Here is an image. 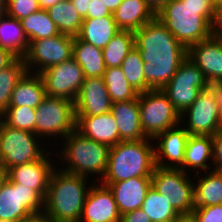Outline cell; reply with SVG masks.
I'll use <instances>...</instances> for the list:
<instances>
[{"mask_svg":"<svg viewBox=\"0 0 222 222\" xmlns=\"http://www.w3.org/2000/svg\"><path fill=\"white\" fill-rule=\"evenodd\" d=\"M62 141L60 154L58 150L57 153L53 151L59 160L65 161L62 163L63 167L59 169L82 177H89L90 180L92 179L90 176L95 179V175L97 178L95 182L98 180L100 182L107 169L111 147L91 140L76 129Z\"/></svg>","mask_w":222,"mask_h":222,"instance_id":"obj_4","label":"cell"},{"mask_svg":"<svg viewBox=\"0 0 222 222\" xmlns=\"http://www.w3.org/2000/svg\"><path fill=\"white\" fill-rule=\"evenodd\" d=\"M26 72L23 58H17L10 66L0 70V115L9 107L11 93Z\"/></svg>","mask_w":222,"mask_h":222,"instance_id":"obj_35","label":"cell"},{"mask_svg":"<svg viewBox=\"0 0 222 222\" xmlns=\"http://www.w3.org/2000/svg\"><path fill=\"white\" fill-rule=\"evenodd\" d=\"M212 150V136L190 135L180 169L190 174L211 171Z\"/></svg>","mask_w":222,"mask_h":222,"instance_id":"obj_24","label":"cell"},{"mask_svg":"<svg viewBox=\"0 0 222 222\" xmlns=\"http://www.w3.org/2000/svg\"><path fill=\"white\" fill-rule=\"evenodd\" d=\"M0 222H14V221H7V220H1L0 219Z\"/></svg>","mask_w":222,"mask_h":222,"instance_id":"obj_56","label":"cell"},{"mask_svg":"<svg viewBox=\"0 0 222 222\" xmlns=\"http://www.w3.org/2000/svg\"><path fill=\"white\" fill-rule=\"evenodd\" d=\"M74 105L75 116H95L110 112L112 101L104 78H85Z\"/></svg>","mask_w":222,"mask_h":222,"instance_id":"obj_19","label":"cell"},{"mask_svg":"<svg viewBox=\"0 0 222 222\" xmlns=\"http://www.w3.org/2000/svg\"><path fill=\"white\" fill-rule=\"evenodd\" d=\"M140 124L147 138L180 124V113L162 89H150L138 95Z\"/></svg>","mask_w":222,"mask_h":222,"instance_id":"obj_8","label":"cell"},{"mask_svg":"<svg viewBox=\"0 0 222 222\" xmlns=\"http://www.w3.org/2000/svg\"><path fill=\"white\" fill-rule=\"evenodd\" d=\"M103 78L112 103L138 97L139 93L132 88L120 66L106 68Z\"/></svg>","mask_w":222,"mask_h":222,"instance_id":"obj_34","label":"cell"},{"mask_svg":"<svg viewBox=\"0 0 222 222\" xmlns=\"http://www.w3.org/2000/svg\"><path fill=\"white\" fill-rule=\"evenodd\" d=\"M212 170L222 174V131H218L212 136Z\"/></svg>","mask_w":222,"mask_h":222,"instance_id":"obj_40","label":"cell"},{"mask_svg":"<svg viewBox=\"0 0 222 222\" xmlns=\"http://www.w3.org/2000/svg\"><path fill=\"white\" fill-rule=\"evenodd\" d=\"M75 129L74 101L46 95L36 108L35 134L46 144L51 137L61 142Z\"/></svg>","mask_w":222,"mask_h":222,"instance_id":"obj_6","label":"cell"},{"mask_svg":"<svg viewBox=\"0 0 222 222\" xmlns=\"http://www.w3.org/2000/svg\"><path fill=\"white\" fill-rule=\"evenodd\" d=\"M73 41L74 37L65 34L32 40L23 58L27 71L39 74L50 66L71 59Z\"/></svg>","mask_w":222,"mask_h":222,"instance_id":"obj_12","label":"cell"},{"mask_svg":"<svg viewBox=\"0 0 222 222\" xmlns=\"http://www.w3.org/2000/svg\"><path fill=\"white\" fill-rule=\"evenodd\" d=\"M210 84L188 57L180 64L173 78L162 89L175 109L182 114Z\"/></svg>","mask_w":222,"mask_h":222,"instance_id":"obj_11","label":"cell"},{"mask_svg":"<svg viewBox=\"0 0 222 222\" xmlns=\"http://www.w3.org/2000/svg\"><path fill=\"white\" fill-rule=\"evenodd\" d=\"M195 176L197 179L193 177L194 207L222 204V174L211 170L206 171L205 174L202 173V175L196 173Z\"/></svg>","mask_w":222,"mask_h":222,"instance_id":"obj_27","label":"cell"},{"mask_svg":"<svg viewBox=\"0 0 222 222\" xmlns=\"http://www.w3.org/2000/svg\"><path fill=\"white\" fill-rule=\"evenodd\" d=\"M141 209L152 222H173L180 215L169 204L165 194H159L152 186L147 192Z\"/></svg>","mask_w":222,"mask_h":222,"instance_id":"obj_33","label":"cell"},{"mask_svg":"<svg viewBox=\"0 0 222 222\" xmlns=\"http://www.w3.org/2000/svg\"><path fill=\"white\" fill-rule=\"evenodd\" d=\"M190 134L178 124L158 134L154 139L155 165L162 168H180Z\"/></svg>","mask_w":222,"mask_h":222,"instance_id":"obj_15","label":"cell"},{"mask_svg":"<svg viewBox=\"0 0 222 222\" xmlns=\"http://www.w3.org/2000/svg\"><path fill=\"white\" fill-rule=\"evenodd\" d=\"M120 222H152L150 218L143 212V210L137 209L121 215Z\"/></svg>","mask_w":222,"mask_h":222,"instance_id":"obj_42","label":"cell"},{"mask_svg":"<svg viewBox=\"0 0 222 222\" xmlns=\"http://www.w3.org/2000/svg\"><path fill=\"white\" fill-rule=\"evenodd\" d=\"M173 222H196L191 215H181Z\"/></svg>","mask_w":222,"mask_h":222,"instance_id":"obj_53","label":"cell"},{"mask_svg":"<svg viewBox=\"0 0 222 222\" xmlns=\"http://www.w3.org/2000/svg\"><path fill=\"white\" fill-rule=\"evenodd\" d=\"M210 88L214 91L216 95V102L218 105V111L221 121L220 131H222V82L211 84Z\"/></svg>","mask_w":222,"mask_h":222,"instance_id":"obj_44","label":"cell"},{"mask_svg":"<svg viewBox=\"0 0 222 222\" xmlns=\"http://www.w3.org/2000/svg\"><path fill=\"white\" fill-rule=\"evenodd\" d=\"M0 47L9 50L17 58H24L29 47L20 20L7 14L0 19Z\"/></svg>","mask_w":222,"mask_h":222,"instance_id":"obj_29","label":"cell"},{"mask_svg":"<svg viewBox=\"0 0 222 222\" xmlns=\"http://www.w3.org/2000/svg\"><path fill=\"white\" fill-rule=\"evenodd\" d=\"M187 57L204 74L210 85L222 82V40L214 34L189 46Z\"/></svg>","mask_w":222,"mask_h":222,"instance_id":"obj_17","label":"cell"},{"mask_svg":"<svg viewBox=\"0 0 222 222\" xmlns=\"http://www.w3.org/2000/svg\"><path fill=\"white\" fill-rule=\"evenodd\" d=\"M110 112L117 123L120 141H138L147 138L140 124L138 97L112 103Z\"/></svg>","mask_w":222,"mask_h":222,"instance_id":"obj_22","label":"cell"},{"mask_svg":"<svg viewBox=\"0 0 222 222\" xmlns=\"http://www.w3.org/2000/svg\"><path fill=\"white\" fill-rule=\"evenodd\" d=\"M7 179V170L0 162V188Z\"/></svg>","mask_w":222,"mask_h":222,"instance_id":"obj_52","label":"cell"},{"mask_svg":"<svg viewBox=\"0 0 222 222\" xmlns=\"http://www.w3.org/2000/svg\"><path fill=\"white\" fill-rule=\"evenodd\" d=\"M64 172L57 166L49 180L43 215L53 222H79L93 179ZM90 186V187H89Z\"/></svg>","mask_w":222,"mask_h":222,"instance_id":"obj_3","label":"cell"},{"mask_svg":"<svg viewBox=\"0 0 222 222\" xmlns=\"http://www.w3.org/2000/svg\"><path fill=\"white\" fill-rule=\"evenodd\" d=\"M191 216L196 222H222V205L195 207Z\"/></svg>","mask_w":222,"mask_h":222,"instance_id":"obj_39","label":"cell"},{"mask_svg":"<svg viewBox=\"0 0 222 222\" xmlns=\"http://www.w3.org/2000/svg\"><path fill=\"white\" fill-rule=\"evenodd\" d=\"M205 1L209 2L212 6H214L215 0H205Z\"/></svg>","mask_w":222,"mask_h":222,"instance_id":"obj_55","label":"cell"},{"mask_svg":"<svg viewBox=\"0 0 222 222\" xmlns=\"http://www.w3.org/2000/svg\"><path fill=\"white\" fill-rule=\"evenodd\" d=\"M24 222H53L48 217L44 216L43 214L33 216L32 218L25 220Z\"/></svg>","mask_w":222,"mask_h":222,"instance_id":"obj_50","label":"cell"},{"mask_svg":"<svg viewBox=\"0 0 222 222\" xmlns=\"http://www.w3.org/2000/svg\"><path fill=\"white\" fill-rule=\"evenodd\" d=\"M156 18L186 48L213 35V6L205 0H170Z\"/></svg>","mask_w":222,"mask_h":222,"instance_id":"obj_2","label":"cell"},{"mask_svg":"<svg viewBox=\"0 0 222 222\" xmlns=\"http://www.w3.org/2000/svg\"><path fill=\"white\" fill-rule=\"evenodd\" d=\"M120 218L111 190L94 181L84 202L79 222H120Z\"/></svg>","mask_w":222,"mask_h":222,"instance_id":"obj_18","label":"cell"},{"mask_svg":"<svg viewBox=\"0 0 222 222\" xmlns=\"http://www.w3.org/2000/svg\"><path fill=\"white\" fill-rule=\"evenodd\" d=\"M72 58L81 66L84 77H103L106 66L102 49L74 37Z\"/></svg>","mask_w":222,"mask_h":222,"instance_id":"obj_28","label":"cell"},{"mask_svg":"<svg viewBox=\"0 0 222 222\" xmlns=\"http://www.w3.org/2000/svg\"><path fill=\"white\" fill-rule=\"evenodd\" d=\"M90 1L91 0H70V2L76 8V11L78 12V14L81 15L83 19L87 18Z\"/></svg>","mask_w":222,"mask_h":222,"instance_id":"obj_45","label":"cell"},{"mask_svg":"<svg viewBox=\"0 0 222 222\" xmlns=\"http://www.w3.org/2000/svg\"><path fill=\"white\" fill-rule=\"evenodd\" d=\"M45 96V86L40 74L27 71L14 87L9 106L37 108Z\"/></svg>","mask_w":222,"mask_h":222,"instance_id":"obj_25","label":"cell"},{"mask_svg":"<svg viewBox=\"0 0 222 222\" xmlns=\"http://www.w3.org/2000/svg\"><path fill=\"white\" fill-rule=\"evenodd\" d=\"M214 26L222 19V0H215L213 6Z\"/></svg>","mask_w":222,"mask_h":222,"instance_id":"obj_46","label":"cell"},{"mask_svg":"<svg viewBox=\"0 0 222 222\" xmlns=\"http://www.w3.org/2000/svg\"><path fill=\"white\" fill-rule=\"evenodd\" d=\"M111 190L120 215L140 209L152 186L151 177H135L128 180L102 183Z\"/></svg>","mask_w":222,"mask_h":222,"instance_id":"obj_20","label":"cell"},{"mask_svg":"<svg viewBox=\"0 0 222 222\" xmlns=\"http://www.w3.org/2000/svg\"><path fill=\"white\" fill-rule=\"evenodd\" d=\"M49 17L55 23L60 34L77 37L83 22L74 5L69 1H61L47 9Z\"/></svg>","mask_w":222,"mask_h":222,"instance_id":"obj_30","label":"cell"},{"mask_svg":"<svg viewBox=\"0 0 222 222\" xmlns=\"http://www.w3.org/2000/svg\"><path fill=\"white\" fill-rule=\"evenodd\" d=\"M113 15L108 8L105 6L103 0H91L89 5V10L87 13V18H101L104 16Z\"/></svg>","mask_w":222,"mask_h":222,"instance_id":"obj_41","label":"cell"},{"mask_svg":"<svg viewBox=\"0 0 222 222\" xmlns=\"http://www.w3.org/2000/svg\"><path fill=\"white\" fill-rule=\"evenodd\" d=\"M105 2V6L108 10L113 14V12L118 8V6L122 3L123 0H103Z\"/></svg>","mask_w":222,"mask_h":222,"instance_id":"obj_48","label":"cell"},{"mask_svg":"<svg viewBox=\"0 0 222 222\" xmlns=\"http://www.w3.org/2000/svg\"><path fill=\"white\" fill-rule=\"evenodd\" d=\"M17 57L9 50L0 47V70H3L10 66Z\"/></svg>","mask_w":222,"mask_h":222,"instance_id":"obj_43","label":"cell"},{"mask_svg":"<svg viewBox=\"0 0 222 222\" xmlns=\"http://www.w3.org/2000/svg\"><path fill=\"white\" fill-rule=\"evenodd\" d=\"M155 12L170 0H144Z\"/></svg>","mask_w":222,"mask_h":222,"instance_id":"obj_47","label":"cell"},{"mask_svg":"<svg viewBox=\"0 0 222 222\" xmlns=\"http://www.w3.org/2000/svg\"><path fill=\"white\" fill-rule=\"evenodd\" d=\"M76 130L93 141L112 147L120 142L117 123L111 112L95 116H75Z\"/></svg>","mask_w":222,"mask_h":222,"instance_id":"obj_21","label":"cell"},{"mask_svg":"<svg viewBox=\"0 0 222 222\" xmlns=\"http://www.w3.org/2000/svg\"><path fill=\"white\" fill-rule=\"evenodd\" d=\"M44 198L34 189L11 182L8 178L0 188V219L24 222L41 215Z\"/></svg>","mask_w":222,"mask_h":222,"instance_id":"obj_10","label":"cell"},{"mask_svg":"<svg viewBox=\"0 0 222 222\" xmlns=\"http://www.w3.org/2000/svg\"><path fill=\"white\" fill-rule=\"evenodd\" d=\"M192 175L180 168L155 166L151 176L152 187L159 194L167 196L169 204L180 216L191 215L195 208L193 177L190 178Z\"/></svg>","mask_w":222,"mask_h":222,"instance_id":"obj_9","label":"cell"},{"mask_svg":"<svg viewBox=\"0 0 222 222\" xmlns=\"http://www.w3.org/2000/svg\"><path fill=\"white\" fill-rule=\"evenodd\" d=\"M42 142L43 141L35 133L9 127L1 121V164L8 171L14 166L23 165L40 159L48 151Z\"/></svg>","mask_w":222,"mask_h":222,"instance_id":"obj_7","label":"cell"},{"mask_svg":"<svg viewBox=\"0 0 222 222\" xmlns=\"http://www.w3.org/2000/svg\"><path fill=\"white\" fill-rule=\"evenodd\" d=\"M154 145L153 139L146 138L138 141H120L112 146L107 169L100 183L151 177L156 166Z\"/></svg>","mask_w":222,"mask_h":222,"instance_id":"obj_5","label":"cell"},{"mask_svg":"<svg viewBox=\"0 0 222 222\" xmlns=\"http://www.w3.org/2000/svg\"><path fill=\"white\" fill-rule=\"evenodd\" d=\"M1 117L9 127L35 133L36 108L9 106Z\"/></svg>","mask_w":222,"mask_h":222,"instance_id":"obj_37","label":"cell"},{"mask_svg":"<svg viewBox=\"0 0 222 222\" xmlns=\"http://www.w3.org/2000/svg\"><path fill=\"white\" fill-rule=\"evenodd\" d=\"M7 15L21 20L40 10L38 0H5Z\"/></svg>","mask_w":222,"mask_h":222,"instance_id":"obj_38","label":"cell"},{"mask_svg":"<svg viewBox=\"0 0 222 222\" xmlns=\"http://www.w3.org/2000/svg\"><path fill=\"white\" fill-rule=\"evenodd\" d=\"M180 118V124L190 135L213 136L220 131L221 121L214 91L210 87L201 91L180 114Z\"/></svg>","mask_w":222,"mask_h":222,"instance_id":"obj_13","label":"cell"},{"mask_svg":"<svg viewBox=\"0 0 222 222\" xmlns=\"http://www.w3.org/2000/svg\"><path fill=\"white\" fill-rule=\"evenodd\" d=\"M134 37L144 61L145 91L163 89L187 58V48L156 17L135 31Z\"/></svg>","mask_w":222,"mask_h":222,"instance_id":"obj_1","label":"cell"},{"mask_svg":"<svg viewBox=\"0 0 222 222\" xmlns=\"http://www.w3.org/2000/svg\"><path fill=\"white\" fill-rule=\"evenodd\" d=\"M113 15L101 18H84L78 38L103 49L108 42L119 32Z\"/></svg>","mask_w":222,"mask_h":222,"instance_id":"obj_26","label":"cell"},{"mask_svg":"<svg viewBox=\"0 0 222 222\" xmlns=\"http://www.w3.org/2000/svg\"><path fill=\"white\" fill-rule=\"evenodd\" d=\"M213 34L220 40H222V19L214 26Z\"/></svg>","mask_w":222,"mask_h":222,"instance_id":"obj_51","label":"cell"},{"mask_svg":"<svg viewBox=\"0 0 222 222\" xmlns=\"http://www.w3.org/2000/svg\"><path fill=\"white\" fill-rule=\"evenodd\" d=\"M24 32L29 40L45 39L60 34L55 23L49 17L47 10L40 9L37 12L20 20Z\"/></svg>","mask_w":222,"mask_h":222,"instance_id":"obj_32","label":"cell"},{"mask_svg":"<svg viewBox=\"0 0 222 222\" xmlns=\"http://www.w3.org/2000/svg\"><path fill=\"white\" fill-rule=\"evenodd\" d=\"M40 9L47 10L49 7L61 1H69V0H38Z\"/></svg>","mask_w":222,"mask_h":222,"instance_id":"obj_49","label":"cell"},{"mask_svg":"<svg viewBox=\"0 0 222 222\" xmlns=\"http://www.w3.org/2000/svg\"><path fill=\"white\" fill-rule=\"evenodd\" d=\"M144 61L141 58L140 51L134 48L128 53L127 57L120 66L125 78L130 85L139 94L145 92V78H144Z\"/></svg>","mask_w":222,"mask_h":222,"instance_id":"obj_36","label":"cell"},{"mask_svg":"<svg viewBox=\"0 0 222 222\" xmlns=\"http://www.w3.org/2000/svg\"><path fill=\"white\" fill-rule=\"evenodd\" d=\"M50 155L52 157L54 154L48 150L40 159L34 162L10 168L7 171V178L13 183L36 190L45 199L50 176L57 167Z\"/></svg>","mask_w":222,"mask_h":222,"instance_id":"obj_16","label":"cell"},{"mask_svg":"<svg viewBox=\"0 0 222 222\" xmlns=\"http://www.w3.org/2000/svg\"><path fill=\"white\" fill-rule=\"evenodd\" d=\"M156 12L144 0H123L113 12L119 30L135 32L152 21Z\"/></svg>","mask_w":222,"mask_h":222,"instance_id":"obj_23","label":"cell"},{"mask_svg":"<svg viewBox=\"0 0 222 222\" xmlns=\"http://www.w3.org/2000/svg\"><path fill=\"white\" fill-rule=\"evenodd\" d=\"M134 46V32L120 30L102 49L106 68L121 66Z\"/></svg>","mask_w":222,"mask_h":222,"instance_id":"obj_31","label":"cell"},{"mask_svg":"<svg viewBox=\"0 0 222 222\" xmlns=\"http://www.w3.org/2000/svg\"><path fill=\"white\" fill-rule=\"evenodd\" d=\"M7 14V5L5 0H0V19Z\"/></svg>","mask_w":222,"mask_h":222,"instance_id":"obj_54","label":"cell"},{"mask_svg":"<svg viewBox=\"0 0 222 222\" xmlns=\"http://www.w3.org/2000/svg\"><path fill=\"white\" fill-rule=\"evenodd\" d=\"M47 96L75 101L84 82L81 66L73 59L48 67L39 73Z\"/></svg>","mask_w":222,"mask_h":222,"instance_id":"obj_14","label":"cell"}]
</instances>
